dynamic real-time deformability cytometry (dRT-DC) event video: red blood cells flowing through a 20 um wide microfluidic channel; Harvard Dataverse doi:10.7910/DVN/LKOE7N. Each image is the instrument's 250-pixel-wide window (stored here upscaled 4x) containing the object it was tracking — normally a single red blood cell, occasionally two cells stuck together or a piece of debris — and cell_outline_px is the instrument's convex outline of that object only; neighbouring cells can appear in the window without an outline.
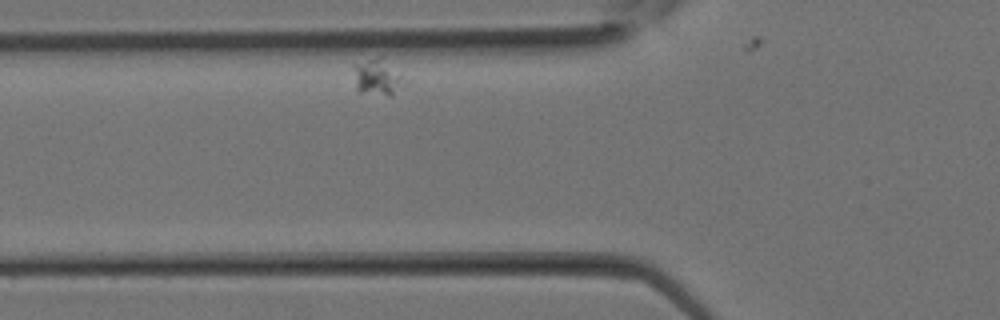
{"species": "Egyptian fruit bat (a non-hibernating species)", "species_latin": "Rousettus aegyptiacus", "temperature_condition": "room temperature", "stored_images_in_passage": 3, "camera_frame_rate_fps": 3000, "um_per_image_px": 0.085, "animal": {"sex": "female"}, "frame": {"image": 1, "passage_image": 2, "time_ms": 0.333, "image_size_px": [1000, 320], "cell_outline_px": [[412, 80], [408, 84], [392, 96], [388, 96], [360, 92], [356, 88], [356, 68], [368, 60], [376, 56], [380, 56]], "centroid_in_image_um": [32.3, 6.61], "position_along_channel_um": 93.5, "area_um2": 10.92}}